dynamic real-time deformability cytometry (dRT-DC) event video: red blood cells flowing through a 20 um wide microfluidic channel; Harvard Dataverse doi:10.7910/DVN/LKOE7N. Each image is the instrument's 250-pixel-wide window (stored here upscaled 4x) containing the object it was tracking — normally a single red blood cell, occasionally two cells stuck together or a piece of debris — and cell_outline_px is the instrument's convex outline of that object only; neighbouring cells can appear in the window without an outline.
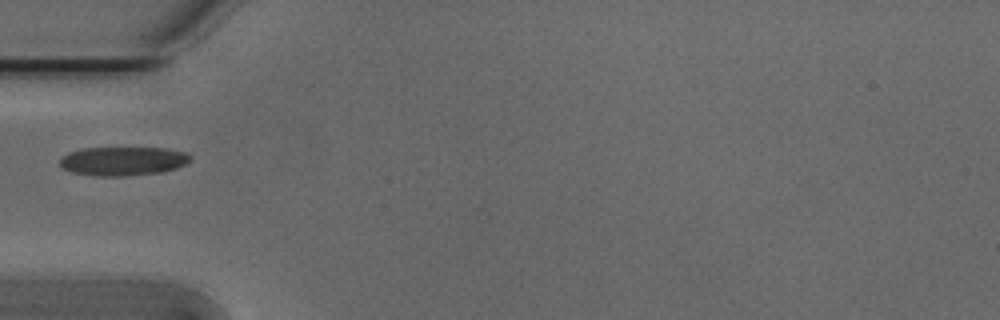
{"species": "Egyptian fruit bat (a non-hibernating species)", "species_latin": "Rousettus aegyptiacus", "temperature_condition": "cold", "stored_images_in_passage": 37, "camera_frame_rate_fps": 3000, "um_per_image_px": 0.085, "animal": {"sex": "male"}, "frame": {"image": 1, "passage_image": 1, "time_ms": 0.0, "image_size_px": [1000, 320], "cell_outline_px": [[192, 160], [176, 168], [160, 172], [124, 176], [96, 176], [72, 172], [64, 168], [60, 164], [60, 156], [68, 152], [80, 148], [168, 148], [184, 152], [192, 156]], "centroid_in_image_um": [10.44, 13.68], "position_along_channel_um": 74.6, "area_um2": 22.02}}
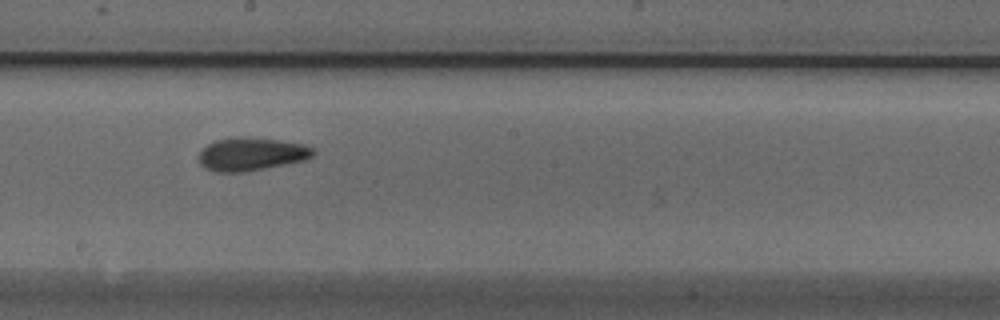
{"frame": {"image": 2, "passage_image": 13, "time_ms": 4.0, "image_size_px": [1000, 320], "cell_outline_px": [[316, 152], [312, 156], [304, 160], [244, 172], [216, 172], [200, 164], [200, 152], [208, 144], [216, 140], [228, 136], [248, 136], [304, 144], [312, 148]], "centroid_in_image_um": [21.35, 13.07], "position_along_channel_um": 226.8, "area_um2": 21.96}}
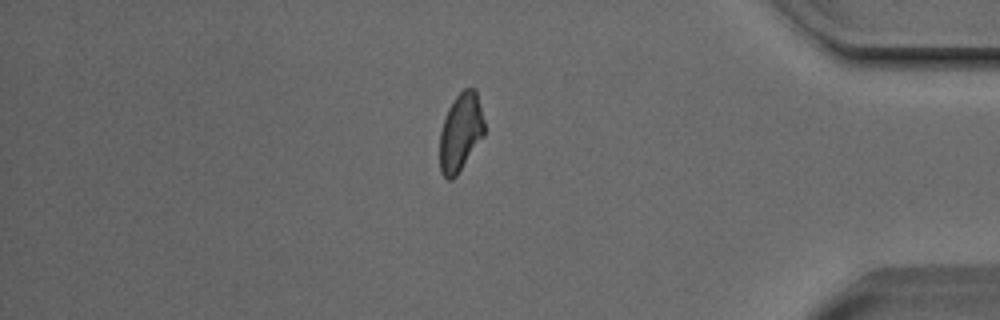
{"frame": {"image": 3, "passage_image": 29, "time_ms": 9.333, "image_size_px": [1000, 320], "cell_outline_px": [[484, 136], [456, 176], [452, 180], [448, 180], [440, 172], [440, 132], [448, 108], [456, 96], [464, 88], [476, 88], [484, 120]], "centroid_in_image_um": [39.16, 11.24], "position_along_channel_um": 396.0, "area_um2": 20.29}}